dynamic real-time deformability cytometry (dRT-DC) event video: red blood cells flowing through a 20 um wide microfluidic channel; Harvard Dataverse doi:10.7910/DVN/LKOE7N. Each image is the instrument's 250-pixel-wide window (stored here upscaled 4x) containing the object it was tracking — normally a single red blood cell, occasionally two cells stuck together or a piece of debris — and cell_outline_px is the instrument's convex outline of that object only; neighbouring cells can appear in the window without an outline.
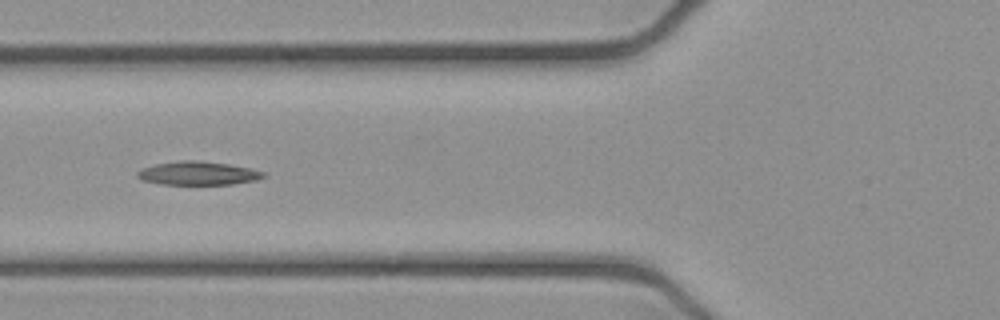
{"species": "common noctule bat (a hibernating species)", "species_latin": "Nyctalus noctula", "temperature_condition": "cold", "stored_images_in_passage": 38, "camera_frame_rate_fps": 3000, "um_per_image_px": 0.085, "animal": {"sex": "female", "body_mass_g": 21.9}, "frame": {"image": 1, "passage_image": 5, "time_ms": 1.333, "image_size_px": [1000, 320], "cell_outline_px": [[268, 176], [256, 180], [232, 184], [160, 184], [144, 180], [136, 176], [136, 172], [140, 168], [156, 164], [180, 160], [200, 160], [228, 164], [248, 168], [264, 172]], "centroid_in_image_um": [16.82, 14.72], "position_along_channel_um": 109.0, "area_um2": 17.28}}
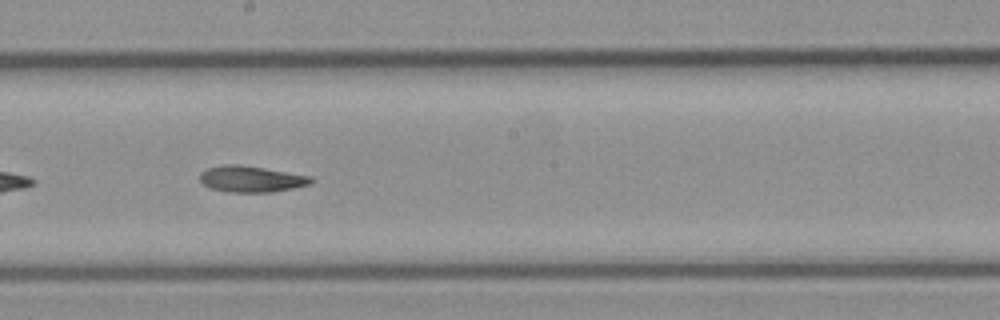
{"frame": {"image": 2, "passage_image": 14, "time_ms": 4.333, "image_size_px": [1000, 320], "cell_outline_px": [[316, 180], [312, 184], [272, 192], [228, 192], [212, 188], [204, 184], [200, 180], [200, 172], [208, 168], [224, 164], [240, 164], [312, 176]], "centroid_in_image_um": [21.4, 15.21], "position_along_channel_um": 226.8, "area_um2": 17.05}}
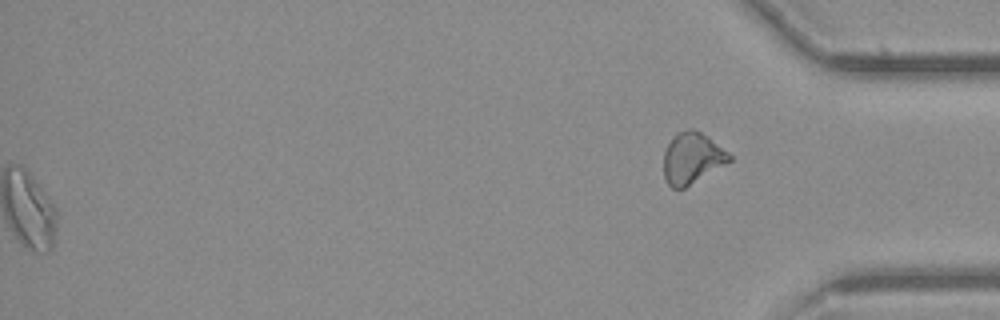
{"frame": {"image": 3, "passage_image": 38, "time_ms": 12.333, "image_size_px": [1000, 320], "cell_outline_px": [[732, 160], [684, 188], [672, 188], [668, 184], [664, 176], [664, 152], [668, 144], [676, 132], [688, 128], [692, 128], [708, 136], [728, 152], [732, 156]], "centroid_in_image_um": [58.82, 13.42], "position_along_channel_um": 376.4, "area_um2": 19.48}}